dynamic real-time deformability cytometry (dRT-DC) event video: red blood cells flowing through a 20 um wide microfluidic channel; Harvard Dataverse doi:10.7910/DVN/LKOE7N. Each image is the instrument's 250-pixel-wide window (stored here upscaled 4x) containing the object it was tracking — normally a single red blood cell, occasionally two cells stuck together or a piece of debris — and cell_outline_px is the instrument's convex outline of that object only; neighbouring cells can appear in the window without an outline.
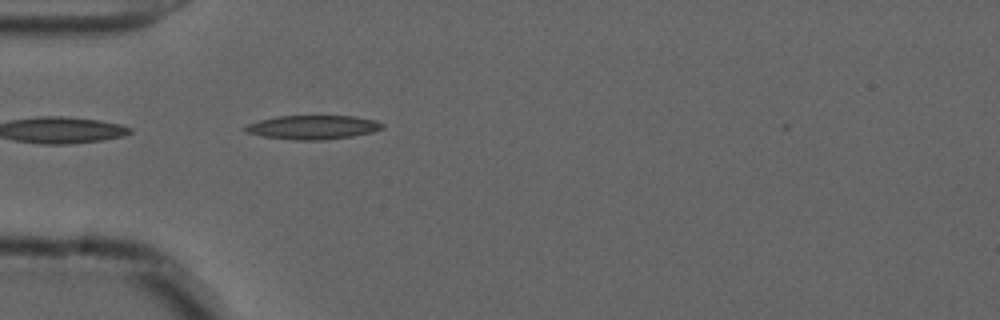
{"species": "common noctule bat (a hibernating species)", "species_latin": "Nyctalus noctula", "temperature_condition": "cold", "stored_images_in_passage": 39, "camera_frame_rate_fps": 3000, "um_per_image_px": 0.085, "animal": {"sex": "male", "forearm_length_mm": 52.5}, "frame": {"image": 1, "passage_image": 1, "time_ms": 0.0, "image_size_px": [1000, 320], "cell_outline_px": [[384, 128], [372, 132], [352, 136], [324, 140], [292, 140], [264, 136], [244, 132], [244, 128], [248, 124], [260, 120], [276, 116], [356, 116], [376, 120], [384, 124]], "centroid_in_image_um": [26.61, 10.81], "position_along_channel_um": 58.4, "area_um2": 19.19}}
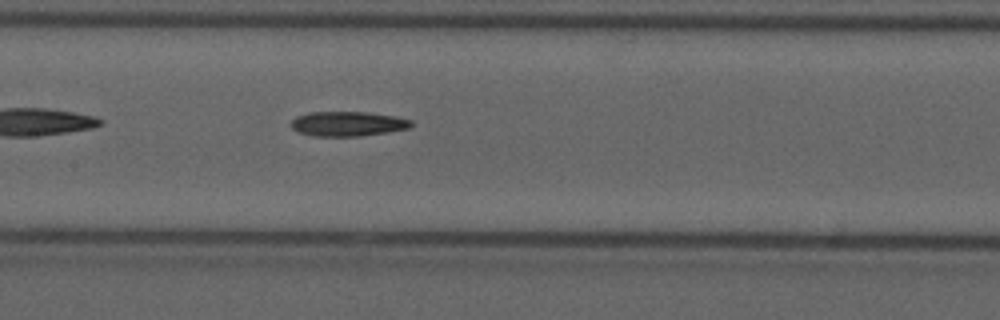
{"frame": {"image": 2, "passage_image": 11, "time_ms": 3.333, "image_size_px": [1000, 320], "cell_outline_px": [[412, 124], [408, 128], [388, 132], [360, 136], [312, 136], [300, 132], [292, 128], [292, 120], [296, 116], [312, 112], [368, 112], [396, 116], [412, 120]], "centroid_in_image_um": [29.58, 10.52], "position_along_channel_um": 177.8, "area_um2": 17.22}}
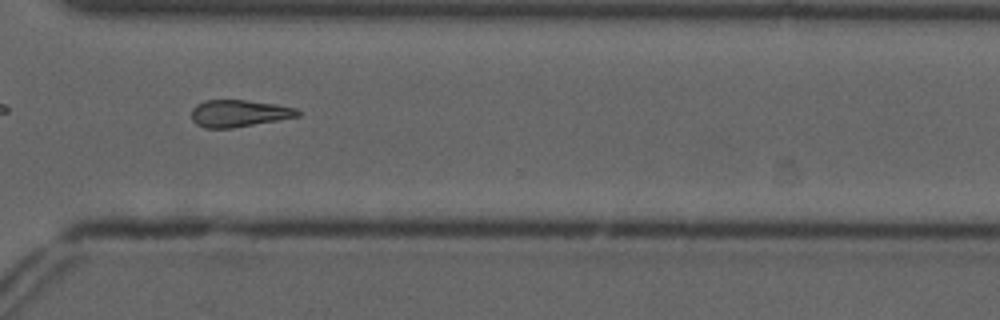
{"frame": {"image": 3, "passage_image": 25, "time_ms": 8.0, "image_size_px": [1000, 320], "cell_outline_px": [[300, 116], [232, 128], [204, 128], [196, 124], [192, 120], [192, 108], [196, 104], [204, 100], [244, 100], [276, 104], [296, 108], [300, 112]], "centroid_in_image_um": [20.28, 9.63], "position_along_channel_um": 350.3, "area_um2": 16.7}}